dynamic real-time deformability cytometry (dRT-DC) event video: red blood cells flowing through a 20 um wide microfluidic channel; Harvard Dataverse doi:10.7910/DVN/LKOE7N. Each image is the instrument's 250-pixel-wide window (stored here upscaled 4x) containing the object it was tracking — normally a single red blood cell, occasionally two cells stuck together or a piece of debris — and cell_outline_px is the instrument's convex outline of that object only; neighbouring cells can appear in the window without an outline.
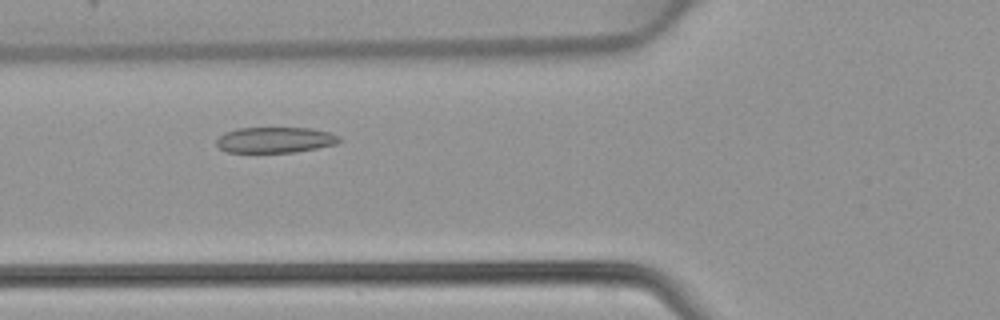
{"species": "common noctule bat (a hibernating species)", "species_latin": "Nyctalus noctula", "temperature_condition": "warm", "stored_images_in_passage": 42, "camera_frame_rate_fps": 3000, "um_per_image_px": 0.085, "animal": {"sex": "female", "body_mass_g": 22.7, "forearm_length_mm": 54.2}, "frame": {"image": 1, "passage_image": 13, "time_ms": 4.0, "image_size_px": [1000, 320], "cell_outline_px": [[340, 140], [336, 144], [296, 152], [228, 152], [220, 148], [216, 144], [216, 140], [224, 132], [240, 128], [312, 128], [328, 132], [340, 136]], "centroid_in_image_um": [23.38, 11.89], "position_along_channel_um": 102.4, "area_um2": 18.32}}
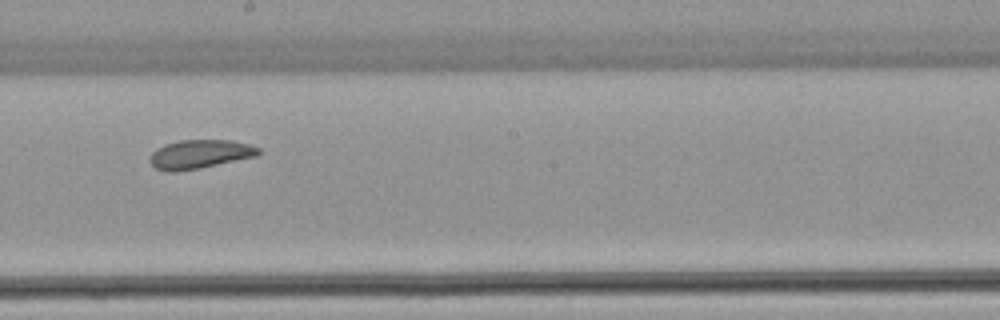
{"frame": {"image": 2, "passage_image": 22, "time_ms": 7.0, "image_size_px": [1000, 320], "cell_outline_px": [[260, 152], [256, 156], [200, 168], [172, 172], [168, 172], [156, 168], [148, 160], [148, 156], [156, 148], [164, 144], [180, 140], [232, 140], [248, 144], [260, 148]], "centroid_in_image_um": [16.94, 13.1], "position_along_channel_um": 231.3, "area_um2": 18.26}}
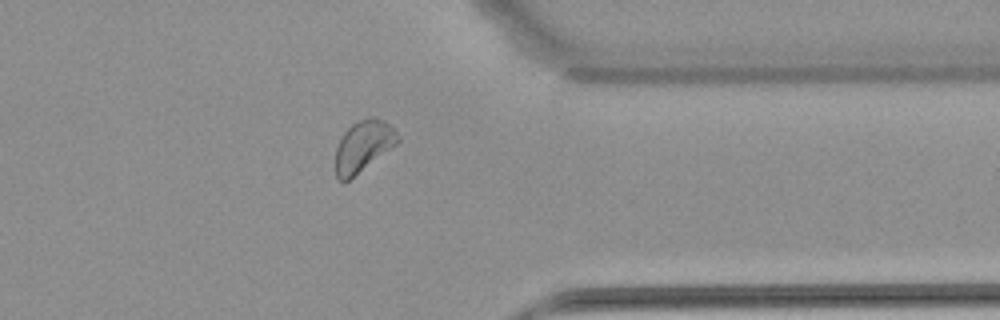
{"frame": {"image": 3, "passage_image": 33, "time_ms": 10.667, "image_size_px": [1000, 320], "cell_outline_px": [[400, 140], [396, 144], [348, 180], [336, 180], [336, 148], [340, 136], [352, 124], [368, 116], [372, 116], [384, 120], [400, 136]], "centroid_in_image_um": [30.86, 12.39], "position_along_channel_um": 380.5, "area_um2": 18.26}}